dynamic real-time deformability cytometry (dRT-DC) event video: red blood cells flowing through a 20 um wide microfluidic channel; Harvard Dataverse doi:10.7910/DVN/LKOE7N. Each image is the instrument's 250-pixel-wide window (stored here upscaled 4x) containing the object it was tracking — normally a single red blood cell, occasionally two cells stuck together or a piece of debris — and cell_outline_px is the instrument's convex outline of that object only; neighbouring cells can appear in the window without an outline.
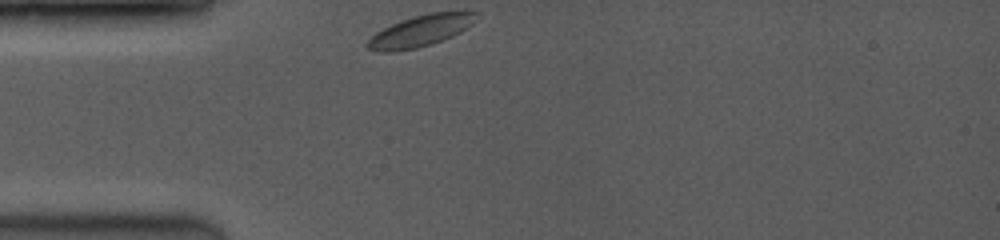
{"species": "common noctule bat (a hibernating species)", "species_latin": "Nyctalus noctula", "temperature_condition": "room temperature", "stored_images_in_passage": 36, "camera_frame_rate_fps": 3500, "um_per_image_px": 0.085, "animal": {"sex": "female", "body_mass_g": 19.0, "forearm_length_mm": 53.3}, "frame": {"image": 1, "passage_image": 1, "time_ms": 0.0, "image_size_px": [1000, 240], "cell_outline_px": [[480, 12], [472, 24], [460, 32], [452, 36], [432, 44], [416, 48], [396, 52], [380, 52], [368, 48], [364, 44], [376, 32], [392, 24], [428, 12]], "centroid_in_image_um": [35.73, 2.64], "position_along_channel_um": 49.3, "area_um2": 19.71}}
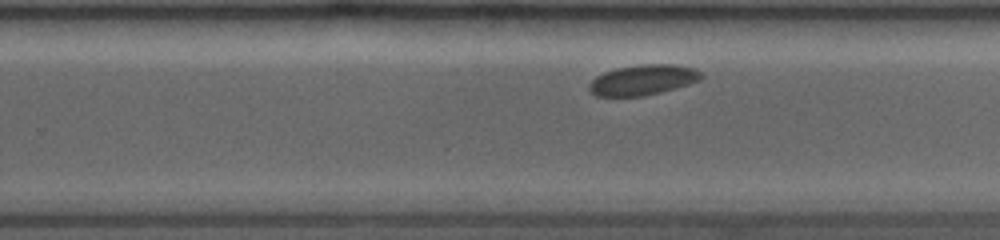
{"frame": {"image": 2, "passage_image": 23, "time_ms": 6.286, "image_size_px": [1000, 240], "cell_outline_px": [[704, 76], [700, 80], [676, 88], [644, 96], [596, 96], [588, 88], [588, 84], [596, 76], [604, 72], [616, 68], [640, 64], [676, 64], [692, 68], [700, 72]], "centroid_in_image_um": [54.64, 6.79], "position_along_channel_um": 275.2, "area_um2": 19.83}}
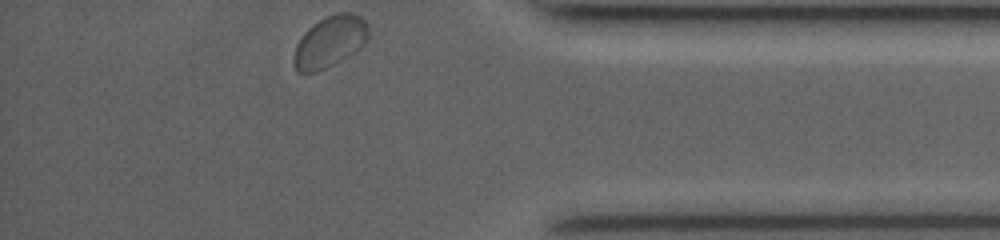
{"frame": {"image": 3, "passage_image": 36, "time_ms": 10.0, "image_size_px": [1000, 240], "cell_outline_px": [[368, 40], [364, 44], [348, 56], [316, 72], [296, 72], [292, 60], [296, 44], [304, 32], [308, 28], [320, 20], [336, 12], [348, 12], [360, 16], [368, 24]], "centroid_in_image_um": [28.02, 3.53], "position_along_channel_um": 407.2, "area_um2": 22.2}}